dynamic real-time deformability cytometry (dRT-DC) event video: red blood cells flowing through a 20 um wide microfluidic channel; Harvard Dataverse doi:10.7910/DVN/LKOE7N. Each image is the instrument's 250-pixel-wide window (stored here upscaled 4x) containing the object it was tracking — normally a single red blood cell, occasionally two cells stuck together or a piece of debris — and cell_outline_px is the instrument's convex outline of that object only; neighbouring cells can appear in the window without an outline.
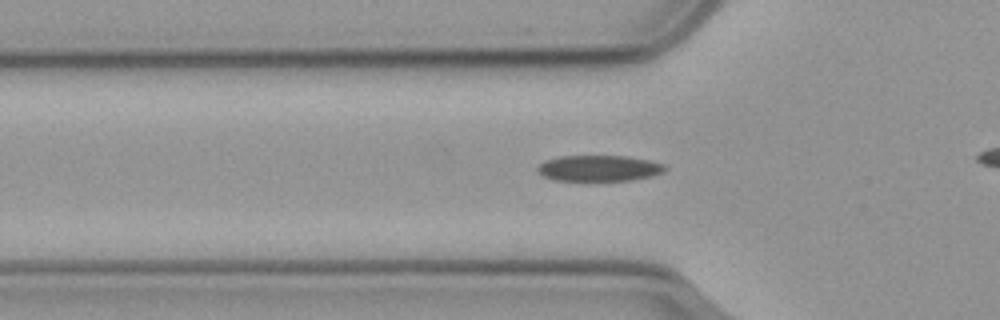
{"species": "common noctule bat (a hibernating species)", "species_latin": "Nyctalus noctula", "temperature_condition": "cold", "stored_images_in_passage": 32, "camera_frame_rate_fps": 3000, "um_per_image_px": 0.085, "animal": {"sex": "male", "body_mass_g": 23.1, "forearm_length_mm": 52.7}, "frame": {"image": 1, "passage_image": 5, "time_ms": 1.333, "image_size_px": [1000, 320], "cell_outline_px": [[668, 168], [664, 172], [652, 176], [632, 180], [592, 184], [552, 180], [536, 172], [536, 168], [544, 160], [560, 156], [628, 156], [648, 160], [664, 164]], "centroid_in_image_um": [50.88, 14.36], "position_along_channel_um": 74.9, "area_um2": 20.52}}
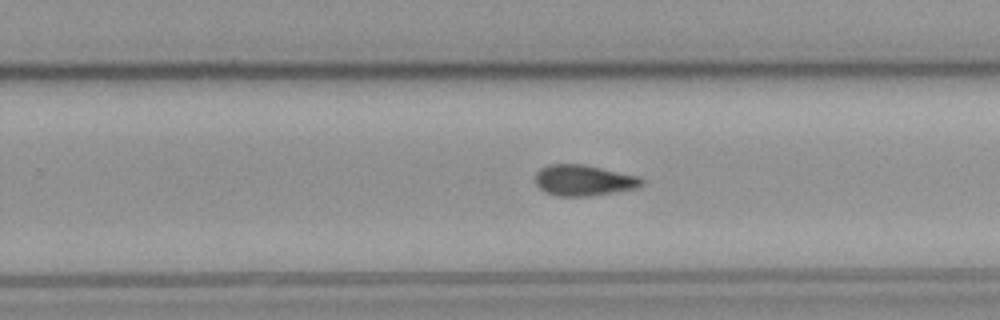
{"frame": {"image": 2, "passage_image": 22, "time_ms": 7.0, "image_size_px": [1000, 320], "cell_outline_px": [[644, 184], [636, 188], [588, 196], [560, 196], [544, 192], [536, 184], [536, 172], [540, 168], [548, 164], [584, 164], [636, 176], [644, 180]], "centroid_in_image_um": [49.57, 15.32], "position_along_channel_um": 280.2, "area_um2": 18.96}}
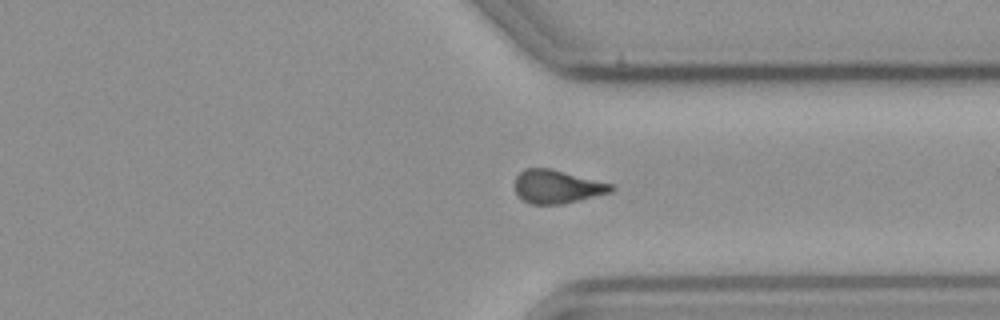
{"frame": {"image": 3, "passage_image": 29, "time_ms": 9.333, "image_size_px": [1000, 320], "cell_outline_px": [[616, 188], [612, 192], [560, 204], [528, 204], [516, 196], [516, 176], [524, 168], [548, 168], [612, 184]], "centroid_in_image_um": [47.32, 15.87], "position_along_channel_um": 364.1, "area_um2": 18.55}}